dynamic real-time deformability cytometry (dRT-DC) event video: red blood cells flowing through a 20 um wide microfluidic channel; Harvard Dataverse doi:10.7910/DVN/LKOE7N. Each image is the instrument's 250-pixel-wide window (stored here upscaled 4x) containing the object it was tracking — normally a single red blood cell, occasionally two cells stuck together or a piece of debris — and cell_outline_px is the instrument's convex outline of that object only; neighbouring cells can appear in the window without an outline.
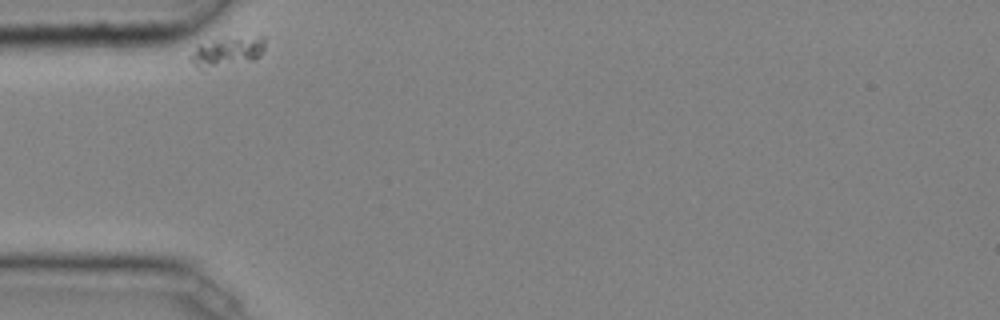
{"species": "common noctule bat (a hibernating species)", "species_latin": "Nyctalus noctula", "temperature_condition": "cold", "stored_images_in_passage": 31, "camera_frame_rate_fps": 3000, "um_per_image_px": 0.085, "animal": {"sex": "male", "body_mass_g": 20.4}, "frame": {"image": 1, "passage_image": 1, "time_ms": 0.0, "image_size_px": [1000, 320], "cell_outline_px": [[264, 48], [260, 56], [252, 60], [200, 68], [188, 56], [196, 44], [220, 36], [264, 36]], "centroid_in_image_um": [19.3, 4.29], "position_along_channel_um": 65.7, "area_um2": 13.01}}
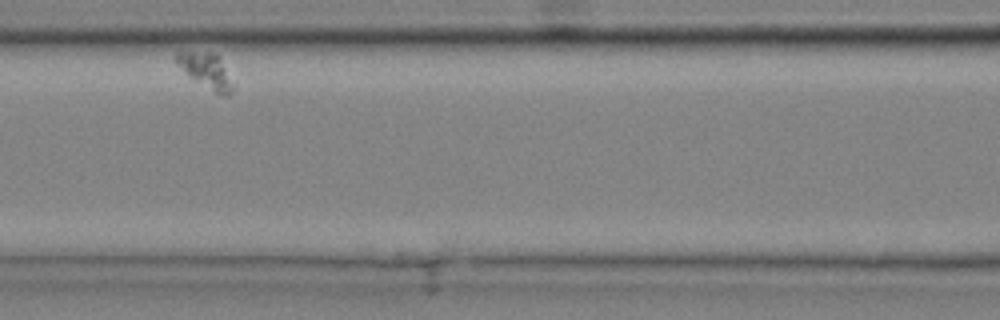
{"frame": {"image": 2, "passage_image": 10, "time_ms": 3.0, "image_size_px": [1000, 320], "cell_outline_px": [[236, 88], [228, 96], [224, 96], [216, 92], [192, 76], [176, 64], [176, 52], [180, 48], [216, 52], [220, 56]], "centroid_in_image_um": [17.54, 5.9], "position_along_channel_um": 149.1, "area_um2": 11.85}}
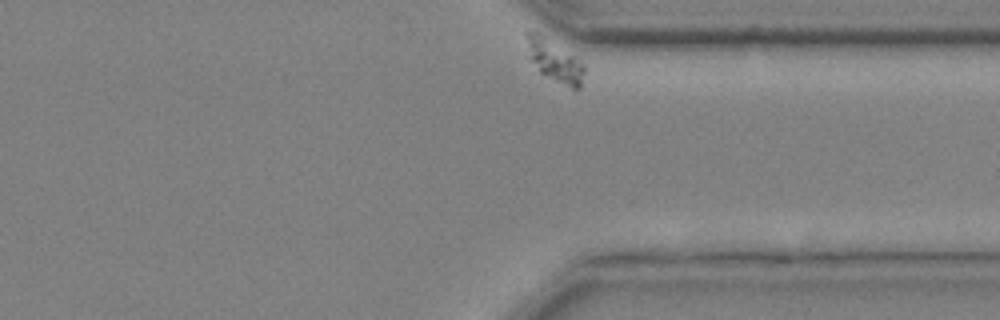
{"frame": {"image": 3, "passage_image": 31, "time_ms": 10.0, "image_size_px": [1000, 320], "cell_outline_px": [[584, 72], [580, 88], [572, 88], [540, 72], [532, 60], [524, 32], [536, 32], [544, 36], [572, 56], [584, 68]], "centroid_in_image_um": [47.12, 5.16], "position_along_channel_um": 364.3, "area_um2": 12.95}}